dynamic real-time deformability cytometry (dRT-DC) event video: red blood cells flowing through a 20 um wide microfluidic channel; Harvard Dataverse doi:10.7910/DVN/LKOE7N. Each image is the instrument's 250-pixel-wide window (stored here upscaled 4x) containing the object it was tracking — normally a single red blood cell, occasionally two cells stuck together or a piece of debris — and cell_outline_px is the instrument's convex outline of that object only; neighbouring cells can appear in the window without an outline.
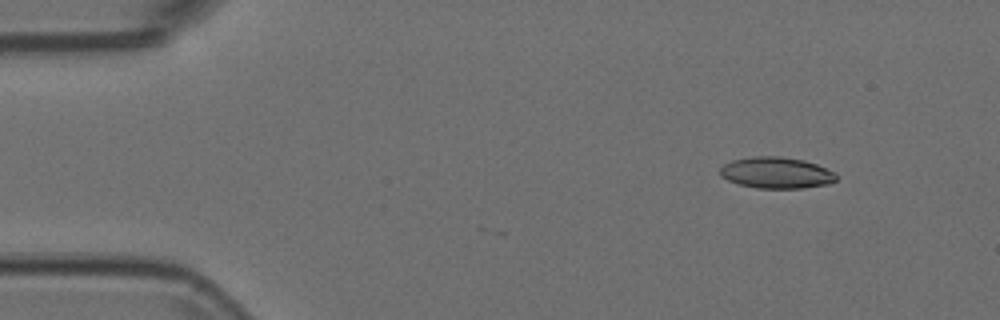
{"species": "Egyptian fruit bat (a non-hibernating species)", "species_latin": "Rousettus aegyptiacus", "temperature_condition": "room temperature", "stored_images_in_passage": 42, "camera_frame_rate_fps": 3000, "um_per_image_px": 0.085, "animal": {"sex": "female"}, "frame": {"image": 1, "passage_image": 1, "time_ms": 0.0, "image_size_px": [1000, 320], "cell_outline_px": [[836, 180], [828, 184], [804, 188], [756, 188], [740, 184], [728, 180], [720, 176], [720, 168], [724, 164], [732, 160], [752, 156], [780, 156], [804, 160], [816, 164], [836, 172]], "centroid_in_image_um": [65.99, 14.68], "position_along_channel_um": 19.0, "area_um2": 21.27}}
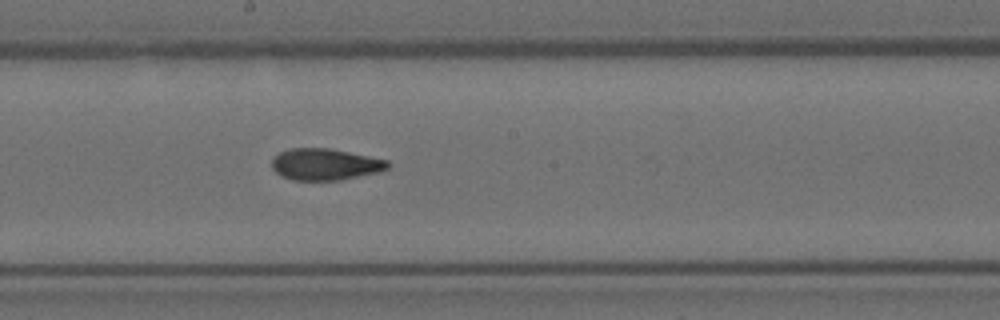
{"frame": {"image": 2, "passage_image": 24, "time_ms": 7.667, "image_size_px": [1000, 320], "cell_outline_px": [[392, 164], [388, 168], [380, 172], [340, 180], [292, 180], [280, 176], [272, 168], [272, 160], [280, 152], [292, 148], [328, 148], [388, 160]], "centroid_in_image_um": [27.65, 13.98], "position_along_channel_um": 220.5, "area_um2": 21.33}}
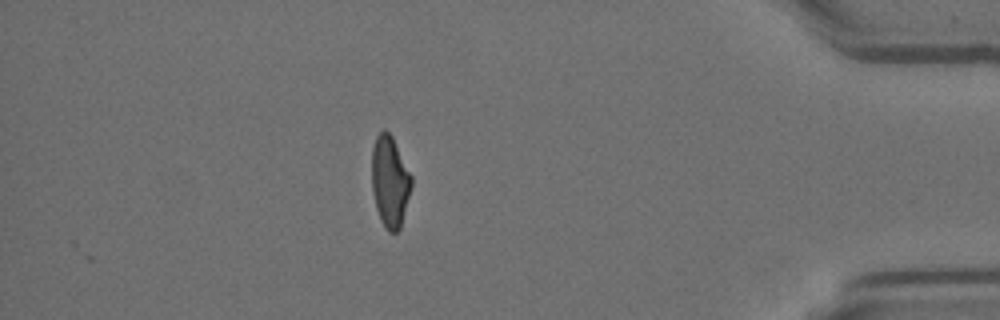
{"frame": {"image": 3, "passage_image": 42, "time_ms": 13.667, "image_size_px": [1000, 320], "cell_outline_px": [[412, 184], [400, 228], [396, 232], [388, 232], [384, 228], [380, 220], [376, 208], [372, 192], [372, 148], [376, 136], [384, 128], [392, 136], [412, 176]], "centroid_in_image_um": [33.13, 15.43], "position_along_channel_um": 402.1, "area_um2": 21.1}}